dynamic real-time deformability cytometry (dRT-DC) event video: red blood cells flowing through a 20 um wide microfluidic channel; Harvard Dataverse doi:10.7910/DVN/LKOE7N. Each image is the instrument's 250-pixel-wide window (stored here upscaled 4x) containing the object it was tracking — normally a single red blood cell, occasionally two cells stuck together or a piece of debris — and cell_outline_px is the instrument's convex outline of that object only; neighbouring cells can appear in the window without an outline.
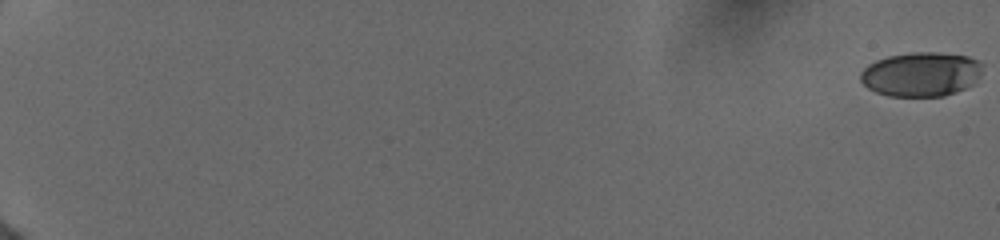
{"species": "human", "species_latin": "Homo sapiens", "temperature_condition": "cold", "stored_images_in_passage": 88, "camera_frame_rate_fps": 3000, "um_per_image_px": 0.085, "donor": {"sex": "female"}, "frame": {"image": 1, "passage_image": 1, "time_ms": 0.0, "image_size_px": [1000, 240], "cell_outline_px": [[984, 64], [980, 76], [972, 84], [956, 92], [944, 96], [888, 96], [876, 92], [868, 88], [860, 80], [860, 72], [868, 64], [876, 60], [888, 56], [912, 52], [936, 52], [968, 56], [980, 60]], "centroid_in_image_um": [78.31, 6.3], "position_along_channel_um": 6.7, "area_um2": 31.79}}
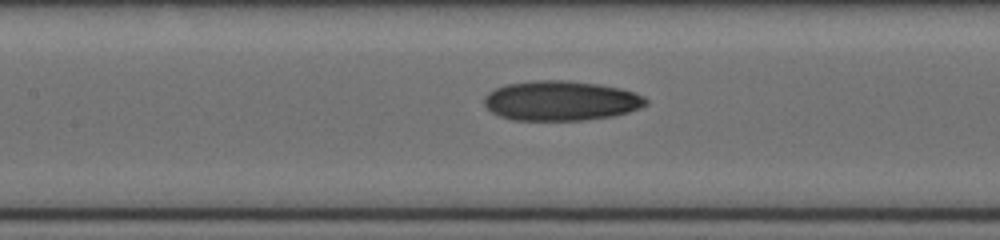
{"frame": {"image": 2, "passage_image": 46, "time_ms": 10.0, "image_size_px": [1000, 240], "cell_outline_px": [[648, 104], [640, 108], [628, 112], [612, 116], [584, 120], [512, 120], [500, 116], [492, 112], [484, 104], [484, 96], [488, 92], [504, 84], [536, 80], [564, 80], [600, 84], [620, 88], [644, 96], [648, 100]], "centroid_in_image_um": [47.67, 8.56], "position_along_channel_um": 159.7, "area_um2": 37.63}}
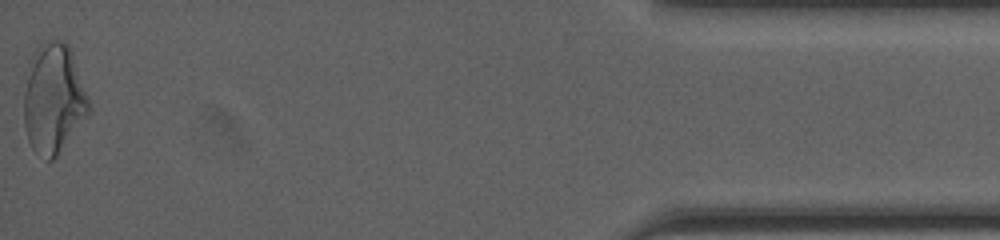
{"frame": {"image": 3, "passage_image": 88, "time_ms": 18.667, "image_size_px": [1000, 240], "cell_outline_px": [[92, 108], [88, 116], [56, 156], [52, 160], [48, 160], [32, 148], [28, 140], [24, 124], [24, 92], [28, 60], [36, 48], [40, 44], [52, 40], [64, 40], [68, 44], [72, 52], [88, 96]], "centroid_in_image_um": [4.55, 8.36], "position_along_channel_um": 430.6, "area_um2": 41.79}, "authors_computed_cell_mechanics": {"area_um2": 35.836, "velocity_mm_per_s": 3.9289, "shape_relaxation_time_tau1_ms": 8.0103, "shape_relaxation_time_tau2_ms": 2.8917, "deformation_change_tau1": 0.2115, "deformation_change_tau2": 0.101}}